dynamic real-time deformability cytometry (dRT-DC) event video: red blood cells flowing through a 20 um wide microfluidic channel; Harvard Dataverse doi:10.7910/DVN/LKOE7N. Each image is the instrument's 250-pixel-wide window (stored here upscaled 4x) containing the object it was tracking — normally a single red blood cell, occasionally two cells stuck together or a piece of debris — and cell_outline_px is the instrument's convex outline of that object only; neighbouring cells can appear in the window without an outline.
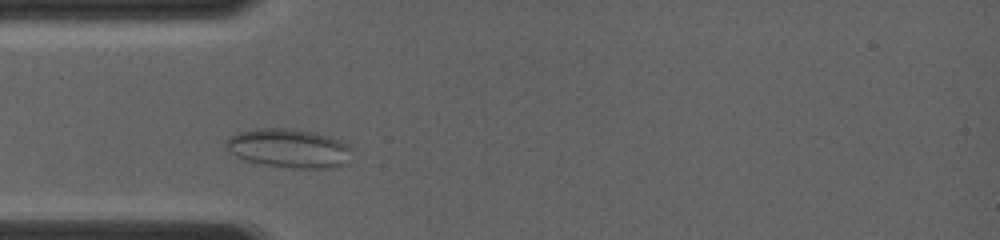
{"species": "common noctule bat (a hibernating species)", "species_latin": "Nyctalus noctula", "temperature_condition": "room temperature", "stored_images_in_passage": 18, "camera_frame_rate_fps": 4000, "um_per_image_px": 0.085, "animal": {"sex": "female", "body_mass_g": 19.0, "forearm_length_mm": 56.7}, "frame": {"image": 1, "passage_image": 3, "time_ms": 1.25, "image_size_px": [1000, 240], "cell_outline_px": [[352, 148], [348, 164], [336, 168], [292, 168], [260, 164], [236, 156], [228, 152], [224, 144], [224, 140], [228, 136], [236, 132], [256, 128], [292, 128], [316, 132], [332, 136], [348, 144]], "centroid_in_image_um": [24.56, 12.59], "position_along_channel_um": 60.4, "area_um2": 29.36}}
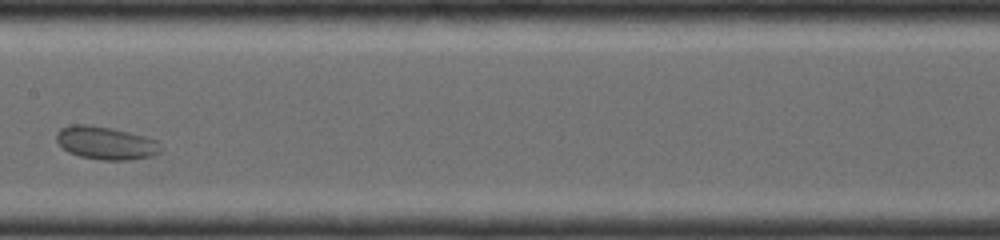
{"frame": {"image": 2, "passage_image": 9, "time_ms": 4.5, "image_size_px": [1000, 240], "cell_outline_px": [[160, 152], [152, 156], [128, 160], [100, 160], [80, 156], [68, 152], [56, 140], [56, 132], [60, 128], [72, 124], [88, 124], [112, 128], [144, 136], [156, 140], [160, 144]], "centroid_in_image_um": [8.97, 12.15], "position_along_channel_um": 198.4, "area_um2": 20.06}}
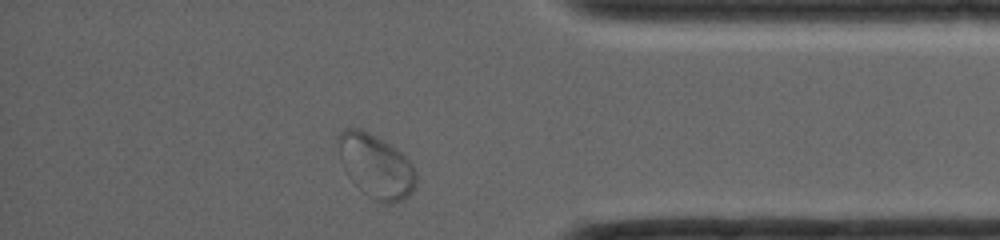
{"frame": {"image": 3, "passage_image": 18, "time_ms": 9.5, "image_size_px": [1000, 240], "cell_outline_px": [[416, 188], [404, 200], [392, 204], [384, 204], [372, 200], [340, 160], [336, 140], [336, 136], [344, 128], [360, 128], [368, 132], [396, 148], [412, 164], [416, 172]], "centroid_in_image_um": [31.99, 14.11], "position_along_channel_um": 403.2, "area_um2": 28.44}}